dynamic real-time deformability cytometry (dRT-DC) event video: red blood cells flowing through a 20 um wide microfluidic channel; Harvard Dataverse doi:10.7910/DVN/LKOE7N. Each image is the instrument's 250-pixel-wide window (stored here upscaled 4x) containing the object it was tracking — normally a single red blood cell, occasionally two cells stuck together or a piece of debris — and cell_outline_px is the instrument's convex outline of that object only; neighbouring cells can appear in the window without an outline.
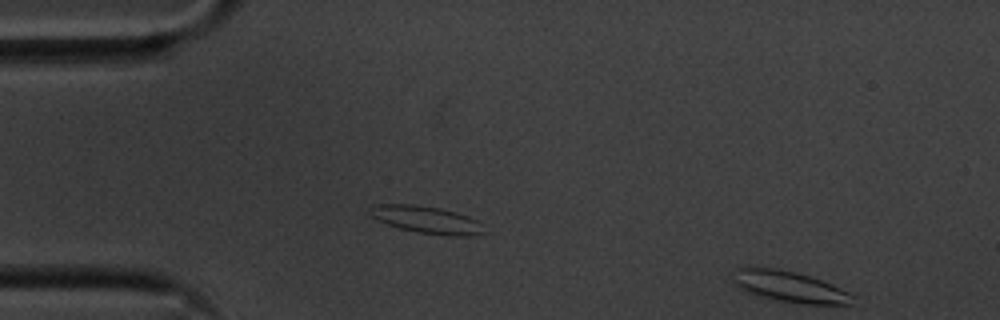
{"species": "common noctule bat (a hibernating species)", "species_latin": "Nyctalus noctula", "temperature_condition": "cold", "stored_images_in_passage": 9, "segment_of_instrument_passage": [2, 2], "camera_frame_rate_fps": 3000, "um_per_image_px": 0.085, "animal": {"sex": "male", "body_mass_g": 20.1, "forearm_length_mm": 53.5}, "frame": {"image": 1, "passage_image": 9, "time_ms": 2.667, "image_size_px": [1000, 320], "cell_outline_px": [[856, 296], [852, 304], [804, 304], [780, 300], [760, 296], [748, 292], [740, 288], [732, 280], [732, 268], [776, 268], [796, 272], [832, 284]], "centroid_in_image_um": [67.11, 24.36], "position_along_channel_um": 17.9, "area_um2": 21.39}}